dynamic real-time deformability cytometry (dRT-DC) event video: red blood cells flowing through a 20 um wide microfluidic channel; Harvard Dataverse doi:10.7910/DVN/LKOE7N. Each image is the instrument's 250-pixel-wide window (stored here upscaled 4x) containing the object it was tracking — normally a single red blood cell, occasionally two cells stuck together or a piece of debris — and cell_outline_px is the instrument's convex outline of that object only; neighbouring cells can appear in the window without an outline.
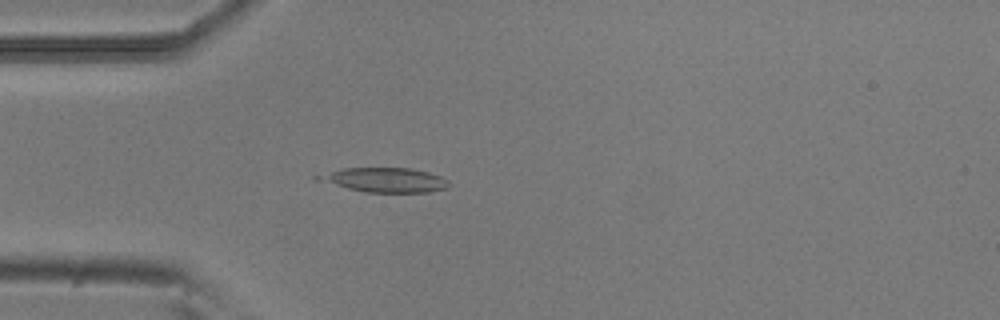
{"species": "common noctule bat (a hibernating species)", "species_latin": "Nyctalus noctula", "temperature_condition": "room temperature", "stored_images_in_passage": 54, "camera_frame_rate_fps": 3000, "um_per_image_px": 0.085, "animal": {"sex": "male", "body_mass_g": 20.5, "forearm_length_mm": 52.5}, "frame": {"image": 1, "passage_image": 15, "time_ms": 4.667, "image_size_px": [1000, 320], "cell_outline_px": [[452, 184], [444, 188], [428, 192], [364, 192], [312, 180], [312, 176], [344, 168], [412, 168], [428, 172], [440, 176], [448, 180]], "centroid_in_image_um": [32.64, 15.29], "position_along_channel_um": 52.4, "area_um2": 18.79}}
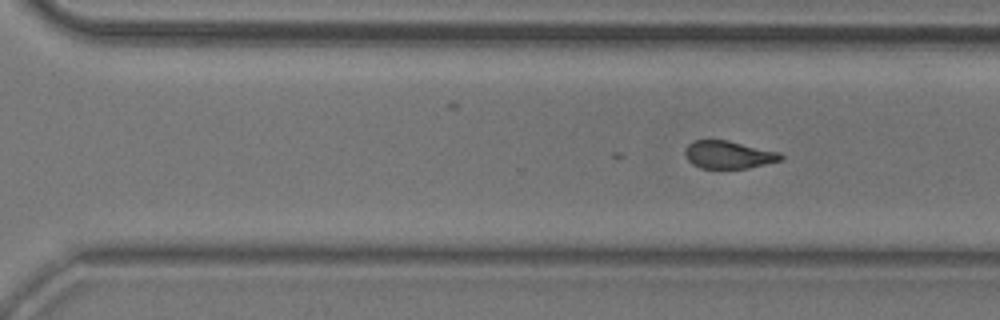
{"frame": {"image": 2, "passage_image": 36, "time_ms": 11.667, "image_size_px": [1000, 320], "cell_outline_px": [[784, 160], [748, 168], [700, 168], [692, 164], [688, 160], [684, 152], [684, 148], [692, 140], [728, 140], [780, 152], [784, 156]], "centroid_in_image_um": [61.94, 13.14], "position_along_channel_um": 308.7, "area_um2": 15.66}}
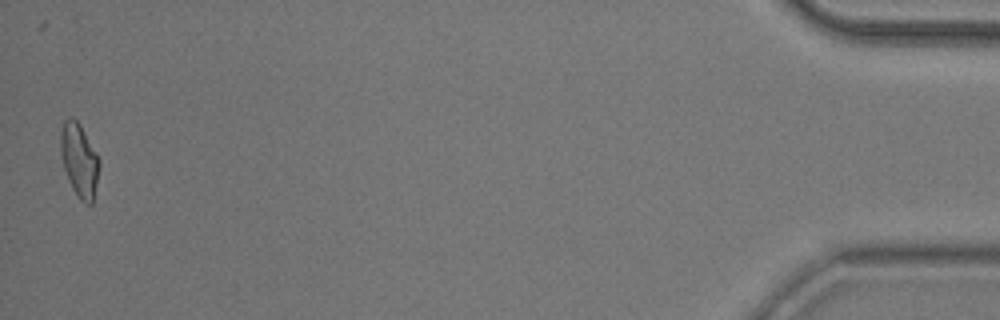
{"frame": {"image": 3, "passage_image": 53, "time_ms": 17.333, "image_size_px": [1000, 320], "cell_outline_px": [[100, 164], [92, 204], [84, 204], [80, 200], [72, 188], [68, 180], [64, 168], [60, 152], [60, 132], [64, 120], [68, 116], [72, 116], [80, 124], [96, 152], [100, 160]], "centroid_in_image_um": [6.72, 13.59], "position_along_channel_um": 428.5, "area_um2": 16.65}}